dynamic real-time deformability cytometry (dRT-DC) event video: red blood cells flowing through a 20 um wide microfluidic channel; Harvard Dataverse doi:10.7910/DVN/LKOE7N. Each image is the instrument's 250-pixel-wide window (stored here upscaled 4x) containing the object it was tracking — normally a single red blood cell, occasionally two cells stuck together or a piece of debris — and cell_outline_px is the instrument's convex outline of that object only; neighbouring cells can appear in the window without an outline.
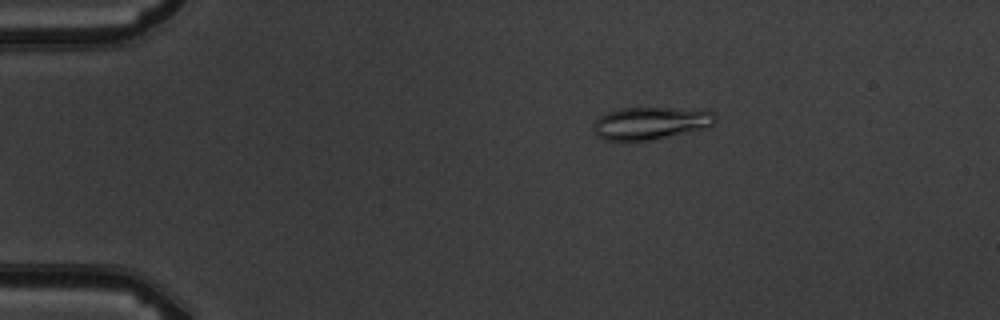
{"species": "common noctule bat (a hibernating species)", "species_latin": "Nyctalus noctula", "temperature_condition": "warm", "stored_images_in_passage": 6, "camera_frame_rate_fps": 3000, "um_per_image_px": 0.085, "animal": {"sex": "male", "body_mass_g": 19.5, "forearm_length_mm": 54.6}, "frame": {"image": 1, "passage_image": 3, "time_ms": 2.333, "image_size_px": [1000, 320], "cell_outline_px": [[716, 120], [712, 124], [700, 128], [648, 140], [604, 140], [596, 136], [592, 128], [592, 124], [600, 116], [608, 112], [620, 108], [704, 108], [712, 112], [716, 116]], "centroid_in_image_um": [55.25, 10.43], "position_along_channel_um": 29.7, "area_um2": 22.83}}
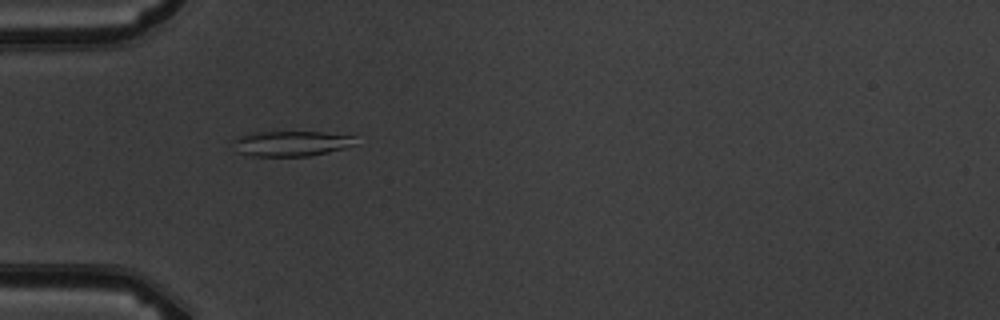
{"frame": {"image": 2, "passage_image": 5, "time_ms": 4.667, "image_size_px": [1000, 320], "cell_outline_px": [[356, 144], [344, 148], [328, 152], [308, 156], [248, 156], [232, 152], [232, 140], [240, 136], [252, 132], [324, 132], [352, 136]], "centroid_in_image_um": [24.63, 12.21], "position_along_channel_um": 60.4, "area_um2": 18.26}}
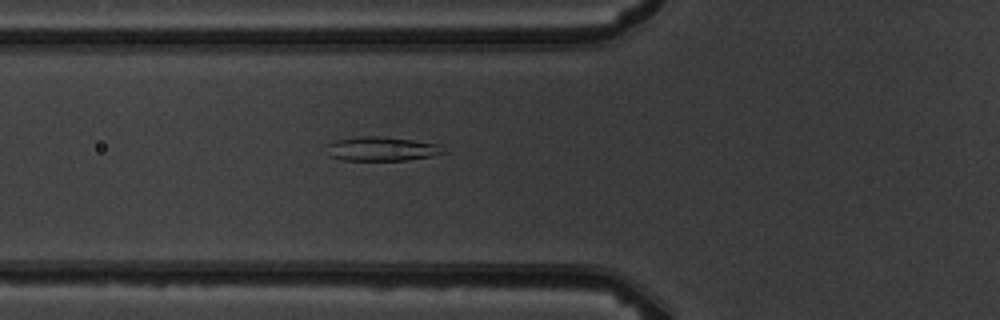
{"frame": {"image": 3, "passage_image": 6, "time_ms": 5.667, "image_size_px": [1000, 320], "cell_outline_px": [[448, 152], [432, 156], [408, 160], [344, 160], [332, 156], [328, 144], [336, 140], [360, 136], [380, 136], [444, 144]], "centroid_in_image_um": [32.6, 12.64], "position_along_channel_um": 93.2, "area_um2": 16.42}}